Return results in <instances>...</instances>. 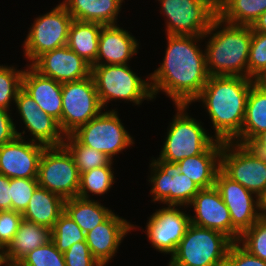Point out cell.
<instances>
[{"label":"cell","mask_w":266,"mask_h":266,"mask_svg":"<svg viewBox=\"0 0 266 266\" xmlns=\"http://www.w3.org/2000/svg\"><path fill=\"white\" fill-rule=\"evenodd\" d=\"M252 85V79L243 76H209L200 94L192 101L202 102L216 140L232 142L241 133Z\"/></svg>","instance_id":"2"},{"label":"cell","mask_w":266,"mask_h":266,"mask_svg":"<svg viewBox=\"0 0 266 266\" xmlns=\"http://www.w3.org/2000/svg\"><path fill=\"white\" fill-rule=\"evenodd\" d=\"M23 220L22 213L13 210L0 211V251L2 252L14 238Z\"/></svg>","instance_id":"39"},{"label":"cell","mask_w":266,"mask_h":266,"mask_svg":"<svg viewBox=\"0 0 266 266\" xmlns=\"http://www.w3.org/2000/svg\"><path fill=\"white\" fill-rule=\"evenodd\" d=\"M19 262L23 266H66L64 254L57 250L52 240L29 252Z\"/></svg>","instance_id":"36"},{"label":"cell","mask_w":266,"mask_h":266,"mask_svg":"<svg viewBox=\"0 0 266 266\" xmlns=\"http://www.w3.org/2000/svg\"><path fill=\"white\" fill-rule=\"evenodd\" d=\"M63 146L72 155L79 174L106 166L112 161L105 153L82 145L72 134L65 136Z\"/></svg>","instance_id":"32"},{"label":"cell","mask_w":266,"mask_h":266,"mask_svg":"<svg viewBox=\"0 0 266 266\" xmlns=\"http://www.w3.org/2000/svg\"><path fill=\"white\" fill-rule=\"evenodd\" d=\"M23 74L24 69L0 64V108L12 111L10 107L15 103L17 94L22 89Z\"/></svg>","instance_id":"34"},{"label":"cell","mask_w":266,"mask_h":266,"mask_svg":"<svg viewBox=\"0 0 266 266\" xmlns=\"http://www.w3.org/2000/svg\"><path fill=\"white\" fill-rule=\"evenodd\" d=\"M249 146L258 154L266 156V131L260 133Z\"/></svg>","instance_id":"44"},{"label":"cell","mask_w":266,"mask_h":266,"mask_svg":"<svg viewBox=\"0 0 266 266\" xmlns=\"http://www.w3.org/2000/svg\"><path fill=\"white\" fill-rule=\"evenodd\" d=\"M223 143L216 140L204 153L179 161L180 173L192 179L201 189L215 186L216 175L221 169Z\"/></svg>","instance_id":"23"},{"label":"cell","mask_w":266,"mask_h":266,"mask_svg":"<svg viewBox=\"0 0 266 266\" xmlns=\"http://www.w3.org/2000/svg\"><path fill=\"white\" fill-rule=\"evenodd\" d=\"M0 266H23L20 262H10L1 260Z\"/></svg>","instance_id":"48"},{"label":"cell","mask_w":266,"mask_h":266,"mask_svg":"<svg viewBox=\"0 0 266 266\" xmlns=\"http://www.w3.org/2000/svg\"><path fill=\"white\" fill-rule=\"evenodd\" d=\"M10 179L0 174V211L11 210Z\"/></svg>","instance_id":"43"},{"label":"cell","mask_w":266,"mask_h":266,"mask_svg":"<svg viewBox=\"0 0 266 266\" xmlns=\"http://www.w3.org/2000/svg\"><path fill=\"white\" fill-rule=\"evenodd\" d=\"M129 64L91 66V76L105 110L109 102L122 100L141 105L144 100L152 101L153 95L149 76L141 79Z\"/></svg>","instance_id":"4"},{"label":"cell","mask_w":266,"mask_h":266,"mask_svg":"<svg viewBox=\"0 0 266 266\" xmlns=\"http://www.w3.org/2000/svg\"><path fill=\"white\" fill-rule=\"evenodd\" d=\"M64 202L57 194L38 186L22 213L23 219L52 229L64 212Z\"/></svg>","instance_id":"26"},{"label":"cell","mask_w":266,"mask_h":266,"mask_svg":"<svg viewBox=\"0 0 266 266\" xmlns=\"http://www.w3.org/2000/svg\"><path fill=\"white\" fill-rule=\"evenodd\" d=\"M138 48V40L119 24L102 26L94 65L129 64Z\"/></svg>","instance_id":"21"},{"label":"cell","mask_w":266,"mask_h":266,"mask_svg":"<svg viewBox=\"0 0 266 266\" xmlns=\"http://www.w3.org/2000/svg\"><path fill=\"white\" fill-rule=\"evenodd\" d=\"M102 24L73 19L69 27L67 46L93 66L97 59Z\"/></svg>","instance_id":"28"},{"label":"cell","mask_w":266,"mask_h":266,"mask_svg":"<svg viewBox=\"0 0 266 266\" xmlns=\"http://www.w3.org/2000/svg\"><path fill=\"white\" fill-rule=\"evenodd\" d=\"M254 31H259L266 34V11L251 26Z\"/></svg>","instance_id":"47"},{"label":"cell","mask_w":266,"mask_h":266,"mask_svg":"<svg viewBox=\"0 0 266 266\" xmlns=\"http://www.w3.org/2000/svg\"><path fill=\"white\" fill-rule=\"evenodd\" d=\"M37 180L40 187L64 200L78 196L80 174L72 155L63 145L44 149Z\"/></svg>","instance_id":"11"},{"label":"cell","mask_w":266,"mask_h":266,"mask_svg":"<svg viewBox=\"0 0 266 266\" xmlns=\"http://www.w3.org/2000/svg\"><path fill=\"white\" fill-rule=\"evenodd\" d=\"M136 226L113 212L104 222L85 234V241L93 257L101 266H106L116 256L123 239Z\"/></svg>","instance_id":"19"},{"label":"cell","mask_w":266,"mask_h":266,"mask_svg":"<svg viewBox=\"0 0 266 266\" xmlns=\"http://www.w3.org/2000/svg\"><path fill=\"white\" fill-rule=\"evenodd\" d=\"M215 187L229 209L232 220V241L248 230L258 219V197L241 184L229 178L221 169L216 175Z\"/></svg>","instance_id":"15"},{"label":"cell","mask_w":266,"mask_h":266,"mask_svg":"<svg viewBox=\"0 0 266 266\" xmlns=\"http://www.w3.org/2000/svg\"><path fill=\"white\" fill-rule=\"evenodd\" d=\"M73 19L105 25H117L124 0H63Z\"/></svg>","instance_id":"24"},{"label":"cell","mask_w":266,"mask_h":266,"mask_svg":"<svg viewBox=\"0 0 266 266\" xmlns=\"http://www.w3.org/2000/svg\"><path fill=\"white\" fill-rule=\"evenodd\" d=\"M258 215L260 219L266 220V190L258 196Z\"/></svg>","instance_id":"46"},{"label":"cell","mask_w":266,"mask_h":266,"mask_svg":"<svg viewBox=\"0 0 266 266\" xmlns=\"http://www.w3.org/2000/svg\"><path fill=\"white\" fill-rule=\"evenodd\" d=\"M189 206L195 213L190 215L191 224L221 232L232 240L230 212L215 186L201 189Z\"/></svg>","instance_id":"20"},{"label":"cell","mask_w":266,"mask_h":266,"mask_svg":"<svg viewBox=\"0 0 266 266\" xmlns=\"http://www.w3.org/2000/svg\"><path fill=\"white\" fill-rule=\"evenodd\" d=\"M237 242L252 255L266 262V220L259 218L240 235Z\"/></svg>","instance_id":"35"},{"label":"cell","mask_w":266,"mask_h":266,"mask_svg":"<svg viewBox=\"0 0 266 266\" xmlns=\"http://www.w3.org/2000/svg\"><path fill=\"white\" fill-rule=\"evenodd\" d=\"M221 170L257 197L266 190V156L256 153L249 145L224 142Z\"/></svg>","instance_id":"12"},{"label":"cell","mask_w":266,"mask_h":266,"mask_svg":"<svg viewBox=\"0 0 266 266\" xmlns=\"http://www.w3.org/2000/svg\"><path fill=\"white\" fill-rule=\"evenodd\" d=\"M189 106L175 105L176 114L167 128V135L157 158L178 163L184 158L204 153L216 141L200 120L188 114Z\"/></svg>","instance_id":"5"},{"label":"cell","mask_w":266,"mask_h":266,"mask_svg":"<svg viewBox=\"0 0 266 266\" xmlns=\"http://www.w3.org/2000/svg\"><path fill=\"white\" fill-rule=\"evenodd\" d=\"M206 69L209 76L248 78V58L252 40L251 26L232 25L218 16L203 35Z\"/></svg>","instance_id":"3"},{"label":"cell","mask_w":266,"mask_h":266,"mask_svg":"<svg viewBox=\"0 0 266 266\" xmlns=\"http://www.w3.org/2000/svg\"><path fill=\"white\" fill-rule=\"evenodd\" d=\"M16 137L0 146V174L7 178L37 179L41 155L47 147Z\"/></svg>","instance_id":"17"},{"label":"cell","mask_w":266,"mask_h":266,"mask_svg":"<svg viewBox=\"0 0 266 266\" xmlns=\"http://www.w3.org/2000/svg\"><path fill=\"white\" fill-rule=\"evenodd\" d=\"M266 11V0H217V16L232 25L252 26Z\"/></svg>","instance_id":"30"},{"label":"cell","mask_w":266,"mask_h":266,"mask_svg":"<svg viewBox=\"0 0 266 266\" xmlns=\"http://www.w3.org/2000/svg\"><path fill=\"white\" fill-rule=\"evenodd\" d=\"M116 109L104 110L72 135L89 148L105 153L112 160L117 154L135 144L134 137L126 130Z\"/></svg>","instance_id":"8"},{"label":"cell","mask_w":266,"mask_h":266,"mask_svg":"<svg viewBox=\"0 0 266 266\" xmlns=\"http://www.w3.org/2000/svg\"><path fill=\"white\" fill-rule=\"evenodd\" d=\"M165 56L160 66L149 74L153 98L161 91L175 105H191L208 81L202 36L168 35ZM200 44H199V43Z\"/></svg>","instance_id":"1"},{"label":"cell","mask_w":266,"mask_h":266,"mask_svg":"<svg viewBox=\"0 0 266 266\" xmlns=\"http://www.w3.org/2000/svg\"><path fill=\"white\" fill-rule=\"evenodd\" d=\"M149 163L148 182L152 187L151 202L188 208L194 196L201 188L188 176L180 173L177 163H171L152 157Z\"/></svg>","instance_id":"10"},{"label":"cell","mask_w":266,"mask_h":266,"mask_svg":"<svg viewBox=\"0 0 266 266\" xmlns=\"http://www.w3.org/2000/svg\"><path fill=\"white\" fill-rule=\"evenodd\" d=\"M253 85L258 89L266 92V68L262 69L253 78Z\"/></svg>","instance_id":"45"},{"label":"cell","mask_w":266,"mask_h":266,"mask_svg":"<svg viewBox=\"0 0 266 266\" xmlns=\"http://www.w3.org/2000/svg\"><path fill=\"white\" fill-rule=\"evenodd\" d=\"M72 21V16L61 2L46 14L35 18L22 44L29 65L43 53L67 45Z\"/></svg>","instance_id":"9"},{"label":"cell","mask_w":266,"mask_h":266,"mask_svg":"<svg viewBox=\"0 0 266 266\" xmlns=\"http://www.w3.org/2000/svg\"><path fill=\"white\" fill-rule=\"evenodd\" d=\"M66 266H101L93 257L86 241L74 243L65 253Z\"/></svg>","instance_id":"40"},{"label":"cell","mask_w":266,"mask_h":266,"mask_svg":"<svg viewBox=\"0 0 266 266\" xmlns=\"http://www.w3.org/2000/svg\"><path fill=\"white\" fill-rule=\"evenodd\" d=\"M22 78V89L28 93L45 113L59 122L61 128L62 84L41 75L26 64Z\"/></svg>","instance_id":"22"},{"label":"cell","mask_w":266,"mask_h":266,"mask_svg":"<svg viewBox=\"0 0 266 266\" xmlns=\"http://www.w3.org/2000/svg\"><path fill=\"white\" fill-rule=\"evenodd\" d=\"M38 186L39 184L37 179H10V198L12 200L11 210L23 213Z\"/></svg>","instance_id":"37"},{"label":"cell","mask_w":266,"mask_h":266,"mask_svg":"<svg viewBox=\"0 0 266 266\" xmlns=\"http://www.w3.org/2000/svg\"><path fill=\"white\" fill-rule=\"evenodd\" d=\"M232 243L221 232L190 224L168 266H225Z\"/></svg>","instance_id":"6"},{"label":"cell","mask_w":266,"mask_h":266,"mask_svg":"<svg viewBox=\"0 0 266 266\" xmlns=\"http://www.w3.org/2000/svg\"><path fill=\"white\" fill-rule=\"evenodd\" d=\"M264 131H266V92L252 85L241 133L232 142L249 145Z\"/></svg>","instance_id":"27"},{"label":"cell","mask_w":266,"mask_h":266,"mask_svg":"<svg viewBox=\"0 0 266 266\" xmlns=\"http://www.w3.org/2000/svg\"><path fill=\"white\" fill-rule=\"evenodd\" d=\"M225 266H266V262L252 255L236 241L229 248Z\"/></svg>","instance_id":"41"},{"label":"cell","mask_w":266,"mask_h":266,"mask_svg":"<svg viewBox=\"0 0 266 266\" xmlns=\"http://www.w3.org/2000/svg\"><path fill=\"white\" fill-rule=\"evenodd\" d=\"M64 211L85 234L104 222L114 212L98 200L78 196L65 200Z\"/></svg>","instance_id":"29"},{"label":"cell","mask_w":266,"mask_h":266,"mask_svg":"<svg viewBox=\"0 0 266 266\" xmlns=\"http://www.w3.org/2000/svg\"><path fill=\"white\" fill-rule=\"evenodd\" d=\"M11 114V111L0 108V146L17 137V127Z\"/></svg>","instance_id":"42"},{"label":"cell","mask_w":266,"mask_h":266,"mask_svg":"<svg viewBox=\"0 0 266 266\" xmlns=\"http://www.w3.org/2000/svg\"><path fill=\"white\" fill-rule=\"evenodd\" d=\"M31 66L41 75L61 84L91 76V65L67 45L43 53Z\"/></svg>","instance_id":"18"},{"label":"cell","mask_w":266,"mask_h":266,"mask_svg":"<svg viewBox=\"0 0 266 266\" xmlns=\"http://www.w3.org/2000/svg\"><path fill=\"white\" fill-rule=\"evenodd\" d=\"M266 68V34L252 29L248 58V78H253Z\"/></svg>","instance_id":"38"},{"label":"cell","mask_w":266,"mask_h":266,"mask_svg":"<svg viewBox=\"0 0 266 266\" xmlns=\"http://www.w3.org/2000/svg\"><path fill=\"white\" fill-rule=\"evenodd\" d=\"M104 110L92 76L62 84L61 130L71 135Z\"/></svg>","instance_id":"13"},{"label":"cell","mask_w":266,"mask_h":266,"mask_svg":"<svg viewBox=\"0 0 266 266\" xmlns=\"http://www.w3.org/2000/svg\"><path fill=\"white\" fill-rule=\"evenodd\" d=\"M182 208L183 206L164 205L148 218L145 232L156 251L170 256L175 253L191 224L190 214L182 211Z\"/></svg>","instance_id":"14"},{"label":"cell","mask_w":266,"mask_h":266,"mask_svg":"<svg viewBox=\"0 0 266 266\" xmlns=\"http://www.w3.org/2000/svg\"><path fill=\"white\" fill-rule=\"evenodd\" d=\"M51 241V229L23 219L12 241L1 252V260L19 262L29 252Z\"/></svg>","instance_id":"25"},{"label":"cell","mask_w":266,"mask_h":266,"mask_svg":"<svg viewBox=\"0 0 266 266\" xmlns=\"http://www.w3.org/2000/svg\"><path fill=\"white\" fill-rule=\"evenodd\" d=\"M51 240L57 250L64 254L74 243L85 241V233L64 211L51 229Z\"/></svg>","instance_id":"33"},{"label":"cell","mask_w":266,"mask_h":266,"mask_svg":"<svg viewBox=\"0 0 266 266\" xmlns=\"http://www.w3.org/2000/svg\"><path fill=\"white\" fill-rule=\"evenodd\" d=\"M112 160L108 165L93 168L80 174V187L78 197L91 199L92 196H102L110 191L115 183ZM91 193V194H90Z\"/></svg>","instance_id":"31"},{"label":"cell","mask_w":266,"mask_h":266,"mask_svg":"<svg viewBox=\"0 0 266 266\" xmlns=\"http://www.w3.org/2000/svg\"><path fill=\"white\" fill-rule=\"evenodd\" d=\"M166 35L202 36L217 17V0H158Z\"/></svg>","instance_id":"7"},{"label":"cell","mask_w":266,"mask_h":266,"mask_svg":"<svg viewBox=\"0 0 266 266\" xmlns=\"http://www.w3.org/2000/svg\"><path fill=\"white\" fill-rule=\"evenodd\" d=\"M13 105L18 112L17 116H20L25 126L23 132L16 129L17 137L25 139L24 135L30 132L28 134L31 135V139H29L31 141L47 147L63 145L65 134L62 132L59 122L39 108L34 99L23 89L18 92Z\"/></svg>","instance_id":"16"}]
</instances>
